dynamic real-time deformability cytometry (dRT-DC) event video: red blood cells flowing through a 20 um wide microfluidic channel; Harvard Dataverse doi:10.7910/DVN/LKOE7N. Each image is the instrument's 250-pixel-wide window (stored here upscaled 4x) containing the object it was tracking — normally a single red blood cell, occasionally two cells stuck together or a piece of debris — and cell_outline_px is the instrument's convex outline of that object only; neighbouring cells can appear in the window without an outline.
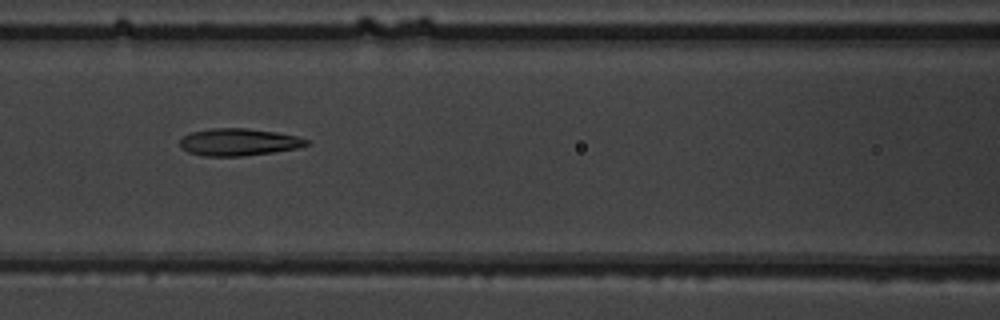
{"species": "common noctule bat (a hibernating species)", "species_latin": "Nyctalus noctula", "temperature_condition": "warm", "stored_images_in_passage": 32, "camera_frame_rate_fps": 3000, "um_per_image_px": 0.085, "animal": {"sex": "male", "body_mass_g": 19.5, "forearm_length_mm": 54.6}, "frame": {"image": 1, "passage_image": 6, "time_ms": 1.667, "image_size_px": [1000, 320], "cell_outline_px": [[312, 144], [300, 148], [244, 156], [204, 156], [188, 152], [180, 148], [180, 140], [184, 136], [192, 132], [212, 128], [248, 128], [276, 132], [296, 136], [308, 140]], "centroid_in_image_um": [20.31, 12.08], "position_along_channel_um": 146.3, "area_um2": 20.17}}
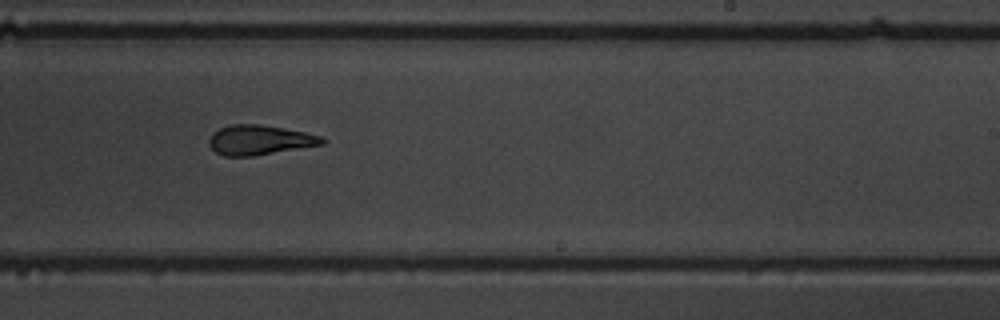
{"frame": {"image": 2, "passage_image": 15, "time_ms": 4.667, "image_size_px": [1000, 320], "cell_outline_px": [[328, 140], [324, 144], [252, 156], [224, 156], [216, 152], [208, 144], [208, 140], [212, 132], [228, 124], [260, 124], [284, 128], [304, 132], [320, 136]], "centroid_in_image_um": [22.04, 11.89], "position_along_channel_um": 267.0, "area_um2": 19.65}}
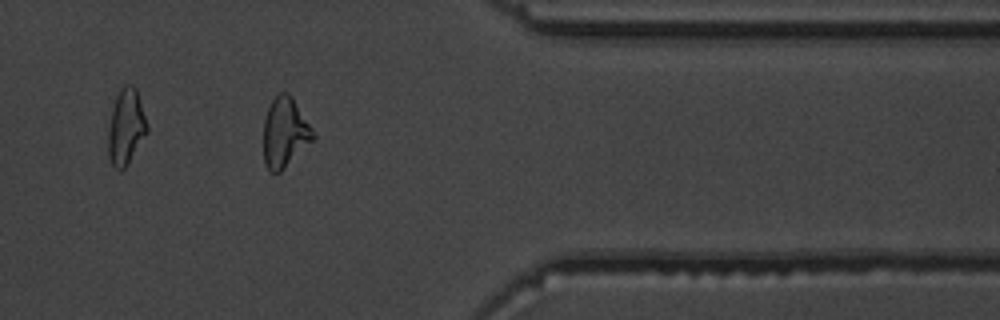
{"frame": {"image": 3, "passage_image": 25, "time_ms": 8.0, "image_size_px": [1000, 320], "cell_outline_px": [[316, 136], [280, 172], [272, 172], [264, 164], [264, 120], [268, 108], [272, 100], [280, 92], [288, 92], [292, 96], [312, 128]], "centroid_in_image_um": [24.2, 11.24], "position_along_channel_um": 387.2, "area_um2": 19.83}}